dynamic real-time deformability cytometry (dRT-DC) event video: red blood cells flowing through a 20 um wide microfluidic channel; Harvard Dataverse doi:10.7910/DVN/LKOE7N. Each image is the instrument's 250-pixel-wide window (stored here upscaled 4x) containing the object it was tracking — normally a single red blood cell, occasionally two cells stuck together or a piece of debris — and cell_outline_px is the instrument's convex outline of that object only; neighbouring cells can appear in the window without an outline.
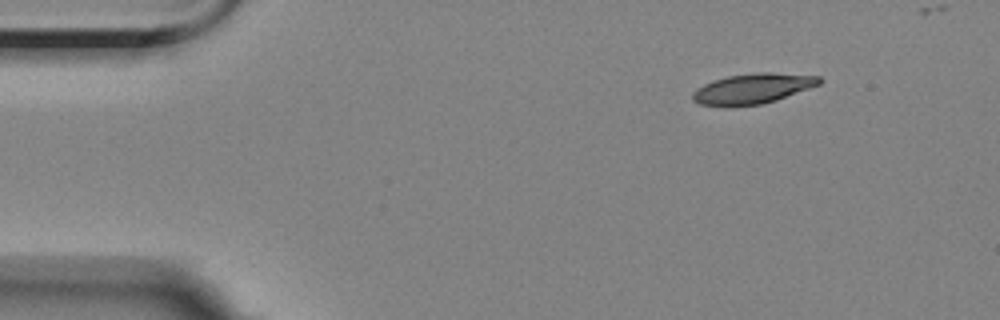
{"species": "Egyptian fruit bat (a non-hibernating species)", "species_latin": "Rousettus aegyptiacus", "temperature_condition": "room temperature", "stored_images_in_passage": 3, "camera_frame_rate_fps": 3000, "um_per_image_px": 0.085, "animal": {"sex": "female"}, "frame": {"image": 1, "passage_image": 1, "time_ms": 0.0, "image_size_px": [1000, 320], "cell_outline_px": [[824, 80], [820, 84], [776, 100], [760, 104], [728, 108], [724, 108], [700, 104], [692, 100], [692, 92], [696, 88], [704, 84], [728, 76], [756, 72], [772, 72], [820, 76]], "centroid_in_image_um": [63.95, 7.55], "position_along_channel_um": 21.1, "area_um2": 22.66}}